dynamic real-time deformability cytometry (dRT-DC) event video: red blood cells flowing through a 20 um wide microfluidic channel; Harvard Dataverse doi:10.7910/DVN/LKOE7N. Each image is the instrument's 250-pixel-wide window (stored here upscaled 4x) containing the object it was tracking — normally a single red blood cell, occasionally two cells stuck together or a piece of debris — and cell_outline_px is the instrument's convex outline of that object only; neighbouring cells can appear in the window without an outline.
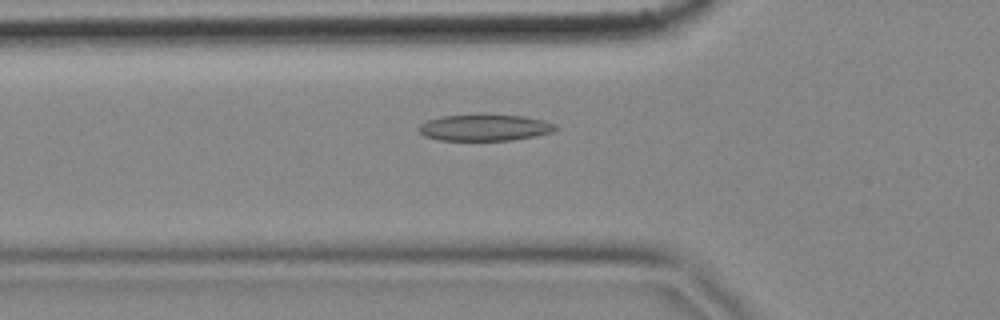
{"species": "common noctule bat (a hibernating species)", "species_latin": "Nyctalus noctula", "temperature_condition": "cold", "stored_images_in_passage": 57, "camera_frame_rate_fps": 3000, "um_per_image_px": 0.085, "animal": {"sex": "female", "body_mass_g": 18.4}, "frame": {"image": 1, "passage_image": 19, "time_ms": 6.0, "image_size_px": [1000, 320], "cell_outline_px": [[556, 128], [552, 132], [512, 140], [440, 140], [424, 136], [420, 132], [420, 124], [428, 120], [440, 116], [480, 112], [524, 116], [544, 120], [556, 124]], "centroid_in_image_um": [41.18, 10.8], "position_along_channel_um": 84.6, "area_um2": 21.62}}
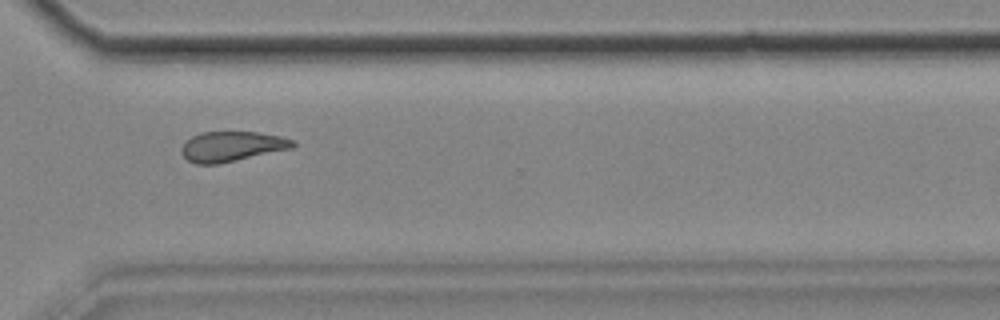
{"frame": {"image": 2, "passage_image": 42, "time_ms": 13.667, "image_size_px": [1000, 320], "cell_outline_px": [[296, 144], [292, 148], [220, 164], [196, 164], [188, 160], [180, 152], [180, 148], [192, 136], [200, 132], [256, 132], [280, 136], [292, 140]], "centroid_in_image_um": [19.68, 12.45], "position_along_channel_um": 350.9, "area_um2": 19.42}}
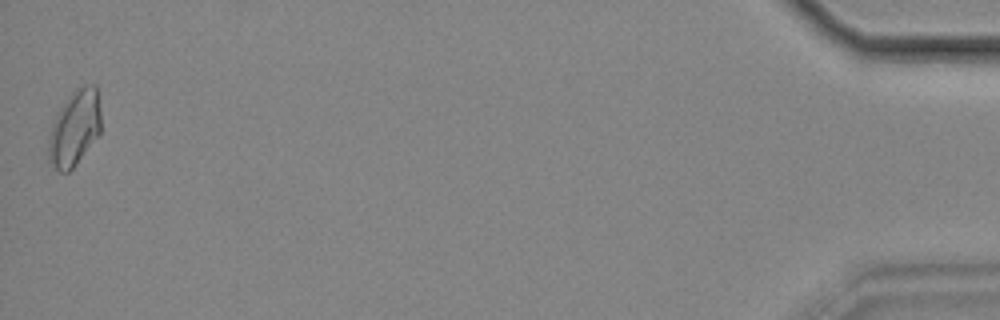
{"frame": {"image": 3, "passage_image": 57, "time_ms": 18.667, "image_size_px": [1000, 320], "cell_outline_px": [[100, 132], [72, 168], [68, 172], [60, 172], [48, 160], [48, 136], [52, 124], [60, 108], [68, 96], [76, 88], [84, 84], [96, 84], [100, 112]], "centroid_in_image_um": [6.32, 10.85], "position_along_channel_um": 428.9, "area_um2": 22.83}, "authors_computed_cell_mechanics": {"area_um2": 20.3456, "velocity_mm_per_s": 3.4711, "shape_relaxation_time_tau1_ms": null, "shape_relaxation_time_tau2_ms": 7.069, "deformation_change_tau1": null, "deformation_change_tau2": 0.1376}}